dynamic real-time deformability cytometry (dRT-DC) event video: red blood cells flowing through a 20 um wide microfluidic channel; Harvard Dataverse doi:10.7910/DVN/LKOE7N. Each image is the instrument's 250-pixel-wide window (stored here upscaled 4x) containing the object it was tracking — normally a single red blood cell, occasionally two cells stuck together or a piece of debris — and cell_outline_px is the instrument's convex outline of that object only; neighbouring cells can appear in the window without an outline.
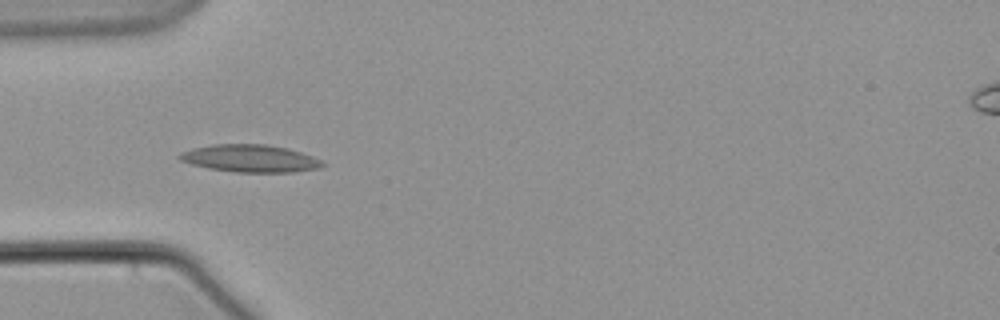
{"species": "common noctule bat (a hibernating species)", "species_latin": "Nyctalus noctula", "temperature_condition": "warm", "stored_images_in_passage": 8, "camera_frame_rate_fps": 3000, "um_per_image_px": 0.085, "animal": {"sex": "male", "body_mass_g": 21.5, "forearm_length_mm": 52.0}, "frame": {"image": 1, "passage_image": 6, "time_ms": 6.0, "image_size_px": [1000, 320], "cell_outline_px": [[324, 164], [320, 168], [292, 172], [236, 172], [208, 168], [192, 164], [180, 160], [176, 156], [180, 152], [192, 148], [212, 144], [264, 144], [288, 148], [312, 156], [320, 160]], "centroid_in_image_um": [21.22, 13.46], "position_along_channel_um": 63.8, "area_um2": 22.83}}
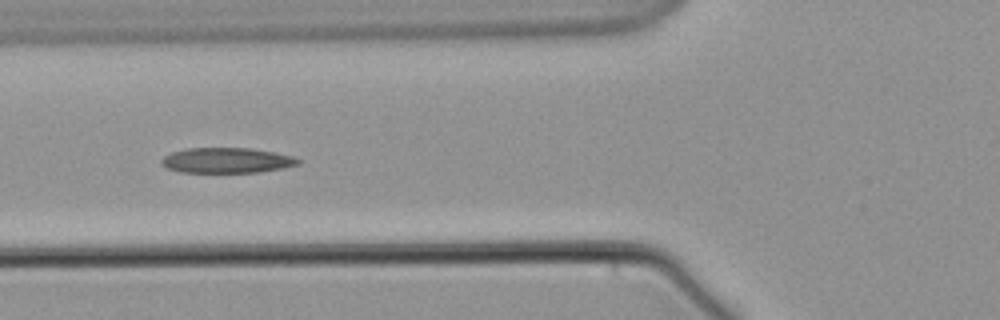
{"frame": {"image": 2, "passage_image": 7, "time_ms": 7.333, "image_size_px": [1000, 320], "cell_outline_px": [[300, 164], [284, 168], [260, 172], [180, 172], [168, 168], [160, 164], [160, 160], [164, 156], [172, 152], [184, 148], [252, 148], [292, 156], [300, 160]], "centroid_in_image_um": [19.25, 13.63], "position_along_channel_um": 106.5, "area_um2": 20.17}}